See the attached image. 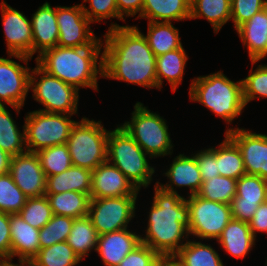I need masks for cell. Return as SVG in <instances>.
<instances>
[{
  "instance_id": "obj_56",
  "label": "cell",
  "mask_w": 267,
  "mask_h": 266,
  "mask_svg": "<svg viewBox=\"0 0 267 266\" xmlns=\"http://www.w3.org/2000/svg\"><path fill=\"white\" fill-rule=\"evenodd\" d=\"M266 261H265V266H267V257H265Z\"/></svg>"
},
{
  "instance_id": "obj_2",
  "label": "cell",
  "mask_w": 267,
  "mask_h": 266,
  "mask_svg": "<svg viewBox=\"0 0 267 266\" xmlns=\"http://www.w3.org/2000/svg\"><path fill=\"white\" fill-rule=\"evenodd\" d=\"M154 195L146 213L141 243L161 257L175 255L188 241L189 209L183 194L171 193L154 184Z\"/></svg>"
},
{
  "instance_id": "obj_39",
  "label": "cell",
  "mask_w": 267,
  "mask_h": 266,
  "mask_svg": "<svg viewBox=\"0 0 267 266\" xmlns=\"http://www.w3.org/2000/svg\"><path fill=\"white\" fill-rule=\"evenodd\" d=\"M73 222L74 218L72 217L53 214L51 220L40 229V249L52 246L58 242L67 241Z\"/></svg>"
},
{
  "instance_id": "obj_54",
  "label": "cell",
  "mask_w": 267,
  "mask_h": 266,
  "mask_svg": "<svg viewBox=\"0 0 267 266\" xmlns=\"http://www.w3.org/2000/svg\"><path fill=\"white\" fill-rule=\"evenodd\" d=\"M156 266H165L162 261H160Z\"/></svg>"
},
{
  "instance_id": "obj_53",
  "label": "cell",
  "mask_w": 267,
  "mask_h": 266,
  "mask_svg": "<svg viewBox=\"0 0 267 266\" xmlns=\"http://www.w3.org/2000/svg\"><path fill=\"white\" fill-rule=\"evenodd\" d=\"M265 202H267V180H266Z\"/></svg>"
},
{
  "instance_id": "obj_52",
  "label": "cell",
  "mask_w": 267,
  "mask_h": 266,
  "mask_svg": "<svg viewBox=\"0 0 267 266\" xmlns=\"http://www.w3.org/2000/svg\"><path fill=\"white\" fill-rule=\"evenodd\" d=\"M4 266H33L30 262H11V261H4Z\"/></svg>"
},
{
  "instance_id": "obj_12",
  "label": "cell",
  "mask_w": 267,
  "mask_h": 266,
  "mask_svg": "<svg viewBox=\"0 0 267 266\" xmlns=\"http://www.w3.org/2000/svg\"><path fill=\"white\" fill-rule=\"evenodd\" d=\"M7 55V58L6 56L0 57V105L12 107L18 116L25 106L28 93H30L32 68L28 62L33 58L21 54ZM14 59L18 61L16 62Z\"/></svg>"
},
{
  "instance_id": "obj_50",
  "label": "cell",
  "mask_w": 267,
  "mask_h": 266,
  "mask_svg": "<svg viewBox=\"0 0 267 266\" xmlns=\"http://www.w3.org/2000/svg\"><path fill=\"white\" fill-rule=\"evenodd\" d=\"M12 156L0 148V175L9 173Z\"/></svg>"
},
{
  "instance_id": "obj_16",
  "label": "cell",
  "mask_w": 267,
  "mask_h": 266,
  "mask_svg": "<svg viewBox=\"0 0 267 266\" xmlns=\"http://www.w3.org/2000/svg\"><path fill=\"white\" fill-rule=\"evenodd\" d=\"M165 170L161 171L163 172L161 175L166 177L167 182L163 184L159 181L160 178L157 179V185L163 190L179 194V188H186L189 192H186L185 197H188L196 195L201 189L203 181L193 151L190 155L184 152L177 154Z\"/></svg>"
},
{
  "instance_id": "obj_43",
  "label": "cell",
  "mask_w": 267,
  "mask_h": 266,
  "mask_svg": "<svg viewBox=\"0 0 267 266\" xmlns=\"http://www.w3.org/2000/svg\"><path fill=\"white\" fill-rule=\"evenodd\" d=\"M266 6L267 0H231V21L234 23V31Z\"/></svg>"
},
{
  "instance_id": "obj_48",
  "label": "cell",
  "mask_w": 267,
  "mask_h": 266,
  "mask_svg": "<svg viewBox=\"0 0 267 266\" xmlns=\"http://www.w3.org/2000/svg\"><path fill=\"white\" fill-rule=\"evenodd\" d=\"M118 8V20L126 23V17H133L135 20L142 13L143 0H116ZM137 15V16H136Z\"/></svg>"
},
{
  "instance_id": "obj_19",
  "label": "cell",
  "mask_w": 267,
  "mask_h": 266,
  "mask_svg": "<svg viewBox=\"0 0 267 266\" xmlns=\"http://www.w3.org/2000/svg\"><path fill=\"white\" fill-rule=\"evenodd\" d=\"M140 235V232L129 228L99 235L95 252L104 266H118L128 253L141 244Z\"/></svg>"
},
{
  "instance_id": "obj_32",
  "label": "cell",
  "mask_w": 267,
  "mask_h": 266,
  "mask_svg": "<svg viewBox=\"0 0 267 266\" xmlns=\"http://www.w3.org/2000/svg\"><path fill=\"white\" fill-rule=\"evenodd\" d=\"M99 234L96 232L90 218L84 216L74 219L72 229L67 238L68 245L83 261L95 252Z\"/></svg>"
},
{
  "instance_id": "obj_51",
  "label": "cell",
  "mask_w": 267,
  "mask_h": 266,
  "mask_svg": "<svg viewBox=\"0 0 267 266\" xmlns=\"http://www.w3.org/2000/svg\"><path fill=\"white\" fill-rule=\"evenodd\" d=\"M161 261L165 266H186L175 255H166L161 257Z\"/></svg>"
},
{
  "instance_id": "obj_44",
  "label": "cell",
  "mask_w": 267,
  "mask_h": 266,
  "mask_svg": "<svg viewBox=\"0 0 267 266\" xmlns=\"http://www.w3.org/2000/svg\"><path fill=\"white\" fill-rule=\"evenodd\" d=\"M199 166L202 181L220 175L217 167V145L208 148L204 147L193 153Z\"/></svg>"
},
{
  "instance_id": "obj_23",
  "label": "cell",
  "mask_w": 267,
  "mask_h": 266,
  "mask_svg": "<svg viewBox=\"0 0 267 266\" xmlns=\"http://www.w3.org/2000/svg\"><path fill=\"white\" fill-rule=\"evenodd\" d=\"M257 240L247 222L231 219L216 242L225 254L243 260L255 248Z\"/></svg>"
},
{
  "instance_id": "obj_55",
  "label": "cell",
  "mask_w": 267,
  "mask_h": 266,
  "mask_svg": "<svg viewBox=\"0 0 267 266\" xmlns=\"http://www.w3.org/2000/svg\"><path fill=\"white\" fill-rule=\"evenodd\" d=\"M0 266H4V261L3 260L0 261Z\"/></svg>"
},
{
  "instance_id": "obj_26",
  "label": "cell",
  "mask_w": 267,
  "mask_h": 266,
  "mask_svg": "<svg viewBox=\"0 0 267 266\" xmlns=\"http://www.w3.org/2000/svg\"><path fill=\"white\" fill-rule=\"evenodd\" d=\"M91 181V170L72 165L60 174L46 177L45 194H57L66 191L91 194Z\"/></svg>"
},
{
  "instance_id": "obj_6",
  "label": "cell",
  "mask_w": 267,
  "mask_h": 266,
  "mask_svg": "<svg viewBox=\"0 0 267 266\" xmlns=\"http://www.w3.org/2000/svg\"><path fill=\"white\" fill-rule=\"evenodd\" d=\"M130 119L120 123L134 141L153 160L169 156L172 158L175 145L170 137L166 118L151 111L144 103L136 101Z\"/></svg>"
},
{
  "instance_id": "obj_18",
  "label": "cell",
  "mask_w": 267,
  "mask_h": 266,
  "mask_svg": "<svg viewBox=\"0 0 267 266\" xmlns=\"http://www.w3.org/2000/svg\"><path fill=\"white\" fill-rule=\"evenodd\" d=\"M140 191L113 164L108 161L92 171L90 198L140 195Z\"/></svg>"
},
{
  "instance_id": "obj_40",
  "label": "cell",
  "mask_w": 267,
  "mask_h": 266,
  "mask_svg": "<svg viewBox=\"0 0 267 266\" xmlns=\"http://www.w3.org/2000/svg\"><path fill=\"white\" fill-rule=\"evenodd\" d=\"M24 221L36 229H41L52 218L53 213L46 195L28 197L24 207L18 213Z\"/></svg>"
},
{
  "instance_id": "obj_28",
  "label": "cell",
  "mask_w": 267,
  "mask_h": 266,
  "mask_svg": "<svg viewBox=\"0 0 267 266\" xmlns=\"http://www.w3.org/2000/svg\"><path fill=\"white\" fill-rule=\"evenodd\" d=\"M7 108L0 105V148L13 157L27 152L25 125L19 127Z\"/></svg>"
},
{
  "instance_id": "obj_22",
  "label": "cell",
  "mask_w": 267,
  "mask_h": 266,
  "mask_svg": "<svg viewBox=\"0 0 267 266\" xmlns=\"http://www.w3.org/2000/svg\"><path fill=\"white\" fill-rule=\"evenodd\" d=\"M251 60L267 59V6L236 30Z\"/></svg>"
},
{
  "instance_id": "obj_7",
  "label": "cell",
  "mask_w": 267,
  "mask_h": 266,
  "mask_svg": "<svg viewBox=\"0 0 267 266\" xmlns=\"http://www.w3.org/2000/svg\"><path fill=\"white\" fill-rule=\"evenodd\" d=\"M109 131L101 120L82 116L73 126L66 143L72 165L93 171L106 162Z\"/></svg>"
},
{
  "instance_id": "obj_20",
  "label": "cell",
  "mask_w": 267,
  "mask_h": 266,
  "mask_svg": "<svg viewBox=\"0 0 267 266\" xmlns=\"http://www.w3.org/2000/svg\"><path fill=\"white\" fill-rule=\"evenodd\" d=\"M31 27L33 36V56L38 57L47 49L58 44L59 29L57 24L56 6L45 1L31 14Z\"/></svg>"
},
{
  "instance_id": "obj_25",
  "label": "cell",
  "mask_w": 267,
  "mask_h": 266,
  "mask_svg": "<svg viewBox=\"0 0 267 266\" xmlns=\"http://www.w3.org/2000/svg\"><path fill=\"white\" fill-rule=\"evenodd\" d=\"M191 0H143L138 19L148 22H179L190 20Z\"/></svg>"
},
{
  "instance_id": "obj_29",
  "label": "cell",
  "mask_w": 267,
  "mask_h": 266,
  "mask_svg": "<svg viewBox=\"0 0 267 266\" xmlns=\"http://www.w3.org/2000/svg\"><path fill=\"white\" fill-rule=\"evenodd\" d=\"M173 23L147 22V32L143 35L156 57L183 46L180 31Z\"/></svg>"
},
{
  "instance_id": "obj_31",
  "label": "cell",
  "mask_w": 267,
  "mask_h": 266,
  "mask_svg": "<svg viewBox=\"0 0 267 266\" xmlns=\"http://www.w3.org/2000/svg\"><path fill=\"white\" fill-rule=\"evenodd\" d=\"M45 195L54 215L69 216L74 219L88 215L90 194L66 191Z\"/></svg>"
},
{
  "instance_id": "obj_37",
  "label": "cell",
  "mask_w": 267,
  "mask_h": 266,
  "mask_svg": "<svg viewBox=\"0 0 267 266\" xmlns=\"http://www.w3.org/2000/svg\"><path fill=\"white\" fill-rule=\"evenodd\" d=\"M36 154L46 177L60 174L72 166L67 144L43 148Z\"/></svg>"
},
{
  "instance_id": "obj_35",
  "label": "cell",
  "mask_w": 267,
  "mask_h": 266,
  "mask_svg": "<svg viewBox=\"0 0 267 266\" xmlns=\"http://www.w3.org/2000/svg\"><path fill=\"white\" fill-rule=\"evenodd\" d=\"M259 62L260 60H251L252 67L247 77L242 79L243 98L246 106L256 99H267V63L260 64Z\"/></svg>"
},
{
  "instance_id": "obj_49",
  "label": "cell",
  "mask_w": 267,
  "mask_h": 266,
  "mask_svg": "<svg viewBox=\"0 0 267 266\" xmlns=\"http://www.w3.org/2000/svg\"><path fill=\"white\" fill-rule=\"evenodd\" d=\"M248 224L255 238H257L258 233L262 236L263 233L267 235V202L259 205Z\"/></svg>"
},
{
  "instance_id": "obj_5",
  "label": "cell",
  "mask_w": 267,
  "mask_h": 266,
  "mask_svg": "<svg viewBox=\"0 0 267 266\" xmlns=\"http://www.w3.org/2000/svg\"><path fill=\"white\" fill-rule=\"evenodd\" d=\"M109 131L107 161L116 166L140 191L154 183L157 174L153 160L119 124ZM150 158V159H149Z\"/></svg>"
},
{
  "instance_id": "obj_14",
  "label": "cell",
  "mask_w": 267,
  "mask_h": 266,
  "mask_svg": "<svg viewBox=\"0 0 267 266\" xmlns=\"http://www.w3.org/2000/svg\"><path fill=\"white\" fill-rule=\"evenodd\" d=\"M234 126L230 127L226 135L238 146L246 174L258 175L267 180V134Z\"/></svg>"
},
{
  "instance_id": "obj_9",
  "label": "cell",
  "mask_w": 267,
  "mask_h": 266,
  "mask_svg": "<svg viewBox=\"0 0 267 266\" xmlns=\"http://www.w3.org/2000/svg\"><path fill=\"white\" fill-rule=\"evenodd\" d=\"M72 116L41 110L27 112L24 118L27 151L36 153L43 148L66 144L78 121Z\"/></svg>"
},
{
  "instance_id": "obj_42",
  "label": "cell",
  "mask_w": 267,
  "mask_h": 266,
  "mask_svg": "<svg viewBox=\"0 0 267 266\" xmlns=\"http://www.w3.org/2000/svg\"><path fill=\"white\" fill-rule=\"evenodd\" d=\"M84 3H88V7ZM80 4L84 14L92 24L107 23L106 20L114 18L118 20L116 0H82Z\"/></svg>"
},
{
  "instance_id": "obj_11",
  "label": "cell",
  "mask_w": 267,
  "mask_h": 266,
  "mask_svg": "<svg viewBox=\"0 0 267 266\" xmlns=\"http://www.w3.org/2000/svg\"><path fill=\"white\" fill-rule=\"evenodd\" d=\"M138 201V195L91 198L87 216L99 235L123 230L138 218Z\"/></svg>"
},
{
  "instance_id": "obj_33",
  "label": "cell",
  "mask_w": 267,
  "mask_h": 266,
  "mask_svg": "<svg viewBox=\"0 0 267 266\" xmlns=\"http://www.w3.org/2000/svg\"><path fill=\"white\" fill-rule=\"evenodd\" d=\"M217 144V167L221 176L238 180L246 174L243 158L238 146L224 134Z\"/></svg>"
},
{
  "instance_id": "obj_38",
  "label": "cell",
  "mask_w": 267,
  "mask_h": 266,
  "mask_svg": "<svg viewBox=\"0 0 267 266\" xmlns=\"http://www.w3.org/2000/svg\"><path fill=\"white\" fill-rule=\"evenodd\" d=\"M28 197L15 184L10 173L0 175V211L16 214L24 207Z\"/></svg>"
},
{
  "instance_id": "obj_17",
  "label": "cell",
  "mask_w": 267,
  "mask_h": 266,
  "mask_svg": "<svg viewBox=\"0 0 267 266\" xmlns=\"http://www.w3.org/2000/svg\"><path fill=\"white\" fill-rule=\"evenodd\" d=\"M13 181L27 197L45 195L46 176L35 152L13 156L10 171Z\"/></svg>"
},
{
  "instance_id": "obj_1",
  "label": "cell",
  "mask_w": 267,
  "mask_h": 266,
  "mask_svg": "<svg viewBox=\"0 0 267 266\" xmlns=\"http://www.w3.org/2000/svg\"><path fill=\"white\" fill-rule=\"evenodd\" d=\"M138 27L111 22L102 38L103 79L159 91L156 56Z\"/></svg>"
},
{
  "instance_id": "obj_36",
  "label": "cell",
  "mask_w": 267,
  "mask_h": 266,
  "mask_svg": "<svg viewBox=\"0 0 267 266\" xmlns=\"http://www.w3.org/2000/svg\"><path fill=\"white\" fill-rule=\"evenodd\" d=\"M236 187V179L219 175L202 182L197 195L208 201L230 205L236 195Z\"/></svg>"
},
{
  "instance_id": "obj_30",
  "label": "cell",
  "mask_w": 267,
  "mask_h": 266,
  "mask_svg": "<svg viewBox=\"0 0 267 266\" xmlns=\"http://www.w3.org/2000/svg\"><path fill=\"white\" fill-rule=\"evenodd\" d=\"M206 242L189 238L175 256L186 266H225L218 250Z\"/></svg>"
},
{
  "instance_id": "obj_27",
  "label": "cell",
  "mask_w": 267,
  "mask_h": 266,
  "mask_svg": "<svg viewBox=\"0 0 267 266\" xmlns=\"http://www.w3.org/2000/svg\"><path fill=\"white\" fill-rule=\"evenodd\" d=\"M206 19L215 35L231 21V0H191L190 20Z\"/></svg>"
},
{
  "instance_id": "obj_45",
  "label": "cell",
  "mask_w": 267,
  "mask_h": 266,
  "mask_svg": "<svg viewBox=\"0 0 267 266\" xmlns=\"http://www.w3.org/2000/svg\"><path fill=\"white\" fill-rule=\"evenodd\" d=\"M161 256L148 245L140 244L118 266H156Z\"/></svg>"
},
{
  "instance_id": "obj_34",
  "label": "cell",
  "mask_w": 267,
  "mask_h": 266,
  "mask_svg": "<svg viewBox=\"0 0 267 266\" xmlns=\"http://www.w3.org/2000/svg\"><path fill=\"white\" fill-rule=\"evenodd\" d=\"M81 262L66 241L40 249L30 261L33 266H78Z\"/></svg>"
},
{
  "instance_id": "obj_47",
  "label": "cell",
  "mask_w": 267,
  "mask_h": 266,
  "mask_svg": "<svg viewBox=\"0 0 267 266\" xmlns=\"http://www.w3.org/2000/svg\"><path fill=\"white\" fill-rule=\"evenodd\" d=\"M261 203L264 202L232 201V219L248 223Z\"/></svg>"
},
{
  "instance_id": "obj_24",
  "label": "cell",
  "mask_w": 267,
  "mask_h": 266,
  "mask_svg": "<svg viewBox=\"0 0 267 266\" xmlns=\"http://www.w3.org/2000/svg\"><path fill=\"white\" fill-rule=\"evenodd\" d=\"M189 59L184 46L156 57L157 88L161 91L163 82L169 83L173 93L177 91L184 79Z\"/></svg>"
},
{
  "instance_id": "obj_10",
  "label": "cell",
  "mask_w": 267,
  "mask_h": 266,
  "mask_svg": "<svg viewBox=\"0 0 267 266\" xmlns=\"http://www.w3.org/2000/svg\"><path fill=\"white\" fill-rule=\"evenodd\" d=\"M186 204L189 237L196 240L216 241L232 219L231 205L225 203L208 201L196 194L186 197Z\"/></svg>"
},
{
  "instance_id": "obj_21",
  "label": "cell",
  "mask_w": 267,
  "mask_h": 266,
  "mask_svg": "<svg viewBox=\"0 0 267 266\" xmlns=\"http://www.w3.org/2000/svg\"><path fill=\"white\" fill-rule=\"evenodd\" d=\"M11 234V262H30L39 252L40 230L23 220L20 214H9Z\"/></svg>"
},
{
  "instance_id": "obj_3",
  "label": "cell",
  "mask_w": 267,
  "mask_h": 266,
  "mask_svg": "<svg viewBox=\"0 0 267 266\" xmlns=\"http://www.w3.org/2000/svg\"><path fill=\"white\" fill-rule=\"evenodd\" d=\"M35 63L79 91L91 88L99 92L98 80L103 78V46H55L35 57Z\"/></svg>"
},
{
  "instance_id": "obj_8",
  "label": "cell",
  "mask_w": 267,
  "mask_h": 266,
  "mask_svg": "<svg viewBox=\"0 0 267 266\" xmlns=\"http://www.w3.org/2000/svg\"><path fill=\"white\" fill-rule=\"evenodd\" d=\"M29 91L34 101L42 105V108L36 110L80 116V91L46 73L37 64L31 70Z\"/></svg>"
},
{
  "instance_id": "obj_15",
  "label": "cell",
  "mask_w": 267,
  "mask_h": 266,
  "mask_svg": "<svg viewBox=\"0 0 267 266\" xmlns=\"http://www.w3.org/2000/svg\"><path fill=\"white\" fill-rule=\"evenodd\" d=\"M0 4L7 47L6 53L21 54L33 58V36L30 18L22 11L11 7L5 0H2Z\"/></svg>"
},
{
  "instance_id": "obj_13",
  "label": "cell",
  "mask_w": 267,
  "mask_h": 266,
  "mask_svg": "<svg viewBox=\"0 0 267 266\" xmlns=\"http://www.w3.org/2000/svg\"><path fill=\"white\" fill-rule=\"evenodd\" d=\"M59 37L57 46L85 47L103 46L102 36L91 30V22L84 14L81 4L56 6Z\"/></svg>"
},
{
  "instance_id": "obj_46",
  "label": "cell",
  "mask_w": 267,
  "mask_h": 266,
  "mask_svg": "<svg viewBox=\"0 0 267 266\" xmlns=\"http://www.w3.org/2000/svg\"><path fill=\"white\" fill-rule=\"evenodd\" d=\"M0 260L11 261L9 214L0 211Z\"/></svg>"
},
{
  "instance_id": "obj_41",
  "label": "cell",
  "mask_w": 267,
  "mask_h": 266,
  "mask_svg": "<svg viewBox=\"0 0 267 266\" xmlns=\"http://www.w3.org/2000/svg\"><path fill=\"white\" fill-rule=\"evenodd\" d=\"M266 179L258 175H242L237 180L236 195L232 201L265 202Z\"/></svg>"
},
{
  "instance_id": "obj_4",
  "label": "cell",
  "mask_w": 267,
  "mask_h": 266,
  "mask_svg": "<svg viewBox=\"0 0 267 266\" xmlns=\"http://www.w3.org/2000/svg\"><path fill=\"white\" fill-rule=\"evenodd\" d=\"M189 101L199 103L228 125L224 134L246 108L242 79L231 80L223 70L191 79Z\"/></svg>"
}]
</instances>
